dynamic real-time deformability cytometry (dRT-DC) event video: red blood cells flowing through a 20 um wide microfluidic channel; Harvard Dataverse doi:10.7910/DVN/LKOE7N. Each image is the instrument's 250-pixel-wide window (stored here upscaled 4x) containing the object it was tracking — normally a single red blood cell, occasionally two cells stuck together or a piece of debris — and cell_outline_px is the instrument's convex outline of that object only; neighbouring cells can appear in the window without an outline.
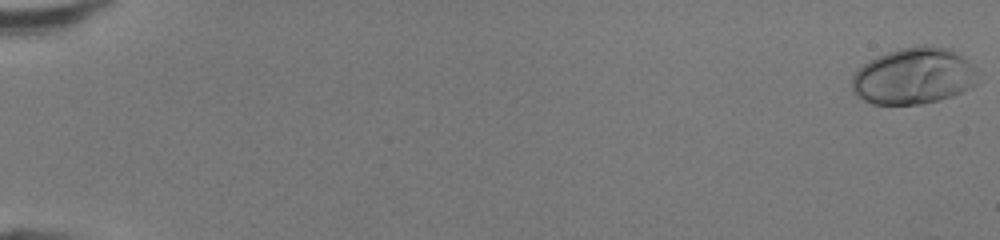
{"species": "human", "species_latin": "Homo sapiens", "temperature_condition": "room temperature", "stored_images_in_passage": 16, "camera_frame_rate_fps": 3000, "um_per_image_px": 0.085, "donor": {"sex": "female"}, "frame": {"image": 1, "passage_image": 1, "time_ms": 0.0, "image_size_px": [1000, 240], "cell_outline_px": [[976, 84], [952, 96], [920, 104], [872, 104], [856, 96], [852, 92], [852, 76], [856, 68], [868, 60], [876, 56], [900, 48], [920, 44], [932, 44], [952, 48], [968, 60], [976, 68]], "centroid_in_image_um": [77.64, 6.43], "position_along_channel_um": 7.4, "area_um2": 42.02}}
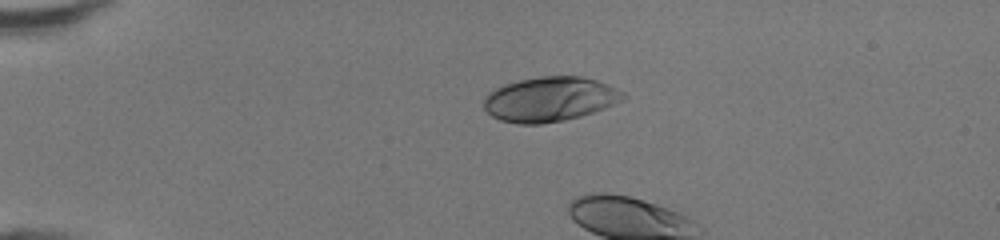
{"frame": {"image": 2, "passage_image": 13, "time_ms": 4.0, "image_size_px": [1000, 240], "cell_outline_px": [[628, 96], [624, 100], [604, 108], [580, 116], [564, 120], [540, 124], [520, 124], [500, 120], [492, 116], [484, 108], [484, 96], [488, 92], [504, 84], [520, 80], [540, 76], [580, 76], [596, 80], [608, 84], [624, 92]], "centroid_in_image_um": [46.74, 8.43], "position_along_channel_um": 38.3, "area_um2": 36.3}}